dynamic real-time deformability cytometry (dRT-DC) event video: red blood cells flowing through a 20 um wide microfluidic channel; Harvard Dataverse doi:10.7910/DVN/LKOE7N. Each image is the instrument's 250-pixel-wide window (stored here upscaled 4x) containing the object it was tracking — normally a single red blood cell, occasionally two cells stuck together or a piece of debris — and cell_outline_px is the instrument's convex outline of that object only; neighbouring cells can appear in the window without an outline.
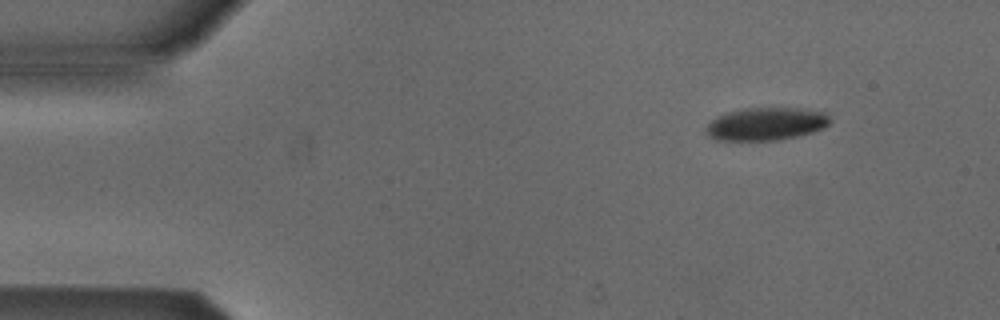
{"species": "Egyptian fruit bat (a non-hibernating species)", "species_latin": "Rousettus aegyptiacus", "temperature_condition": "cold", "stored_images_in_passage": 2, "camera_frame_rate_fps": 3000, "um_per_image_px": 0.085, "animal": {"sex": "male"}, "frame": {"image": 1, "passage_image": 2, "time_ms": 1.333, "image_size_px": [1000, 320], "cell_outline_px": [[832, 120], [824, 128], [812, 132], [796, 136], [776, 140], [716, 140], [708, 136], [704, 132], [704, 128], [712, 120], [728, 112], [748, 108], [804, 108], [828, 112]], "centroid_in_image_um": [65.15, 10.53], "position_along_channel_um": 19.8, "area_um2": 23.81}}